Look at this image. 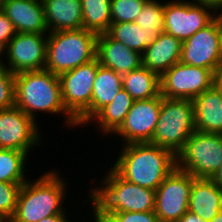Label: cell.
Masks as SVG:
<instances>
[{"label":"cell","instance_id":"10","mask_svg":"<svg viewBox=\"0 0 222 222\" xmlns=\"http://www.w3.org/2000/svg\"><path fill=\"white\" fill-rule=\"evenodd\" d=\"M214 85L213 71L181 62L160 76V93L167 99L193 100Z\"/></svg>","mask_w":222,"mask_h":222},{"label":"cell","instance_id":"1","mask_svg":"<svg viewBox=\"0 0 222 222\" xmlns=\"http://www.w3.org/2000/svg\"><path fill=\"white\" fill-rule=\"evenodd\" d=\"M15 106L40 126L37 118L47 114L62 117L60 120L64 121L63 127L68 130L78 129L77 121L63 105L59 76L46 69L15 74Z\"/></svg>","mask_w":222,"mask_h":222},{"label":"cell","instance_id":"11","mask_svg":"<svg viewBox=\"0 0 222 222\" xmlns=\"http://www.w3.org/2000/svg\"><path fill=\"white\" fill-rule=\"evenodd\" d=\"M180 62L216 72L222 64V13L182 42Z\"/></svg>","mask_w":222,"mask_h":222},{"label":"cell","instance_id":"13","mask_svg":"<svg viewBox=\"0 0 222 222\" xmlns=\"http://www.w3.org/2000/svg\"><path fill=\"white\" fill-rule=\"evenodd\" d=\"M195 178L177 167L156 189L154 212L160 222H177L187 211Z\"/></svg>","mask_w":222,"mask_h":222},{"label":"cell","instance_id":"21","mask_svg":"<svg viewBox=\"0 0 222 222\" xmlns=\"http://www.w3.org/2000/svg\"><path fill=\"white\" fill-rule=\"evenodd\" d=\"M182 42L172 35L161 32L158 39L146 47L142 65L161 76L181 59Z\"/></svg>","mask_w":222,"mask_h":222},{"label":"cell","instance_id":"20","mask_svg":"<svg viewBox=\"0 0 222 222\" xmlns=\"http://www.w3.org/2000/svg\"><path fill=\"white\" fill-rule=\"evenodd\" d=\"M192 101L195 130L222 134V92L214 85Z\"/></svg>","mask_w":222,"mask_h":222},{"label":"cell","instance_id":"5","mask_svg":"<svg viewBox=\"0 0 222 222\" xmlns=\"http://www.w3.org/2000/svg\"><path fill=\"white\" fill-rule=\"evenodd\" d=\"M97 34L85 29L48 33L46 70L55 75L96 58Z\"/></svg>","mask_w":222,"mask_h":222},{"label":"cell","instance_id":"36","mask_svg":"<svg viewBox=\"0 0 222 222\" xmlns=\"http://www.w3.org/2000/svg\"><path fill=\"white\" fill-rule=\"evenodd\" d=\"M177 222H206L197 214L188 210Z\"/></svg>","mask_w":222,"mask_h":222},{"label":"cell","instance_id":"17","mask_svg":"<svg viewBox=\"0 0 222 222\" xmlns=\"http://www.w3.org/2000/svg\"><path fill=\"white\" fill-rule=\"evenodd\" d=\"M96 57L101 66L112 69L120 75L127 74L142 65V55L139 52L114 40L108 33L97 36Z\"/></svg>","mask_w":222,"mask_h":222},{"label":"cell","instance_id":"41","mask_svg":"<svg viewBox=\"0 0 222 222\" xmlns=\"http://www.w3.org/2000/svg\"><path fill=\"white\" fill-rule=\"evenodd\" d=\"M3 66V50L0 49V67Z\"/></svg>","mask_w":222,"mask_h":222},{"label":"cell","instance_id":"15","mask_svg":"<svg viewBox=\"0 0 222 222\" xmlns=\"http://www.w3.org/2000/svg\"><path fill=\"white\" fill-rule=\"evenodd\" d=\"M161 104V94L155 98L133 101L123 124L111 136V139H117L119 145L151 142L158 122Z\"/></svg>","mask_w":222,"mask_h":222},{"label":"cell","instance_id":"35","mask_svg":"<svg viewBox=\"0 0 222 222\" xmlns=\"http://www.w3.org/2000/svg\"><path fill=\"white\" fill-rule=\"evenodd\" d=\"M74 213V211L71 213V215L69 216V214L67 213V211L65 210L62 214L60 215H53L51 217H45L44 219H41L39 222H74V220L70 219V217L74 218L72 215ZM76 222V221H75Z\"/></svg>","mask_w":222,"mask_h":222},{"label":"cell","instance_id":"19","mask_svg":"<svg viewBox=\"0 0 222 222\" xmlns=\"http://www.w3.org/2000/svg\"><path fill=\"white\" fill-rule=\"evenodd\" d=\"M123 88L122 75L112 69L99 66L93 91L90 108L77 120L78 128H85V124L105 105L111 103Z\"/></svg>","mask_w":222,"mask_h":222},{"label":"cell","instance_id":"3","mask_svg":"<svg viewBox=\"0 0 222 222\" xmlns=\"http://www.w3.org/2000/svg\"><path fill=\"white\" fill-rule=\"evenodd\" d=\"M47 170L34 179L31 176L21 185L16 210L9 222H39L45 217L60 215L65 210L72 212L65 201L72 186L69 185L70 180L63 177L59 169L51 167Z\"/></svg>","mask_w":222,"mask_h":222},{"label":"cell","instance_id":"7","mask_svg":"<svg viewBox=\"0 0 222 222\" xmlns=\"http://www.w3.org/2000/svg\"><path fill=\"white\" fill-rule=\"evenodd\" d=\"M176 159L179 170L194 178L211 179L222 163V134L195 130Z\"/></svg>","mask_w":222,"mask_h":222},{"label":"cell","instance_id":"39","mask_svg":"<svg viewBox=\"0 0 222 222\" xmlns=\"http://www.w3.org/2000/svg\"><path fill=\"white\" fill-rule=\"evenodd\" d=\"M211 179L222 190V163L218 171L215 173V175Z\"/></svg>","mask_w":222,"mask_h":222},{"label":"cell","instance_id":"18","mask_svg":"<svg viewBox=\"0 0 222 222\" xmlns=\"http://www.w3.org/2000/svg\"><path fill=\"white\" fill-rule=\"evenodd\" d=\"M133 101L134 100L132 99L131 95L122 88L111 103L101 108L85 124L87 130L93 127L92 129L93 131H95L94 134H96L97 132L98 135L101 134L100 136H103L102 139H104L105 136V139L109 138L110 140V137L123 124L125 117L132 106Z\"/></svg>","mask_w":222,"mask_h":222},{"label":"cell","instance_id":"24","mask_svg":"<svg viewBox=\"0 0 222 222\" xmlns=\"http://www.w3.org/2000/svg\"><path fill=\"white\" fill-rule=\"evenodd\" d=\"M123 89L134 101L155 98L160 93V76L145 66L122 75Z\"/></svg>","mask_w":222,"mask_h":222},{"label":"cell","instance_id":"8","mask_svg":"<svg viewBox=\"0 0 222 222\" xmlns=\"http://www.w3.org/2000/svg\"><path fill=\"white\" fill-rule=\"evenodd\" d=\"M220 12L209 4L194 0H166L163 32L185 41L210 24Z\"/></svg>","mask_w":222,"mask_h":222},{"label":"cell","instance_id":"22","mask_svg":"<svg viewBox=\"0 0 222 222\" xmlns=\"http://www.w3.org/2000/svg\"><path fill=\"white\" fill-rule=\"evenodd\" d=\"M42 4L49 33L83 28L81 0H42Z\"/></svg>","mask_w":222,"mask_h":222},{"label":"cell","instance_id":"23","mask_svg":"<svg viewBox=\"0 0 222 222\" xmlns=\"http://www.w3.org/2000/svg\"><path fill=\"white\" fill-rule=\"evenodd\" d=\"M188 210L206 222L222 210V190L209 178H195L192 182Z\"/></svg>","mask_w":222,"mask_h":222},{"label":"cell","instance_id":"12","mask_svg":"<svg viewBox=\"0 0 222 222\" xmlns=\"http://www.w3.org/2000/svg\"><path fill=\"white\" fill-rule=\"evenodd\" d=\"M99 66L100 63L96 57L59 75L63 105L76 121L91 106L93 84Z\"/></svg>","mask_w":222,"mask_h":222},{"label":"cell","instance_id":"27","mask_svg":"<svg viewBox=\"0 0 222 222\" xmlns=\"http://www.w3.org/2000/svg\"><path fill=\"white\" fill-rule=\"evenodd\" d=\"M83 29L97 35L107 33L112 23L110 0H81Z\"/></svg>","mask_w":222,"mask_h":222},{"label":"cell","instance_id":"40","mask_svg":"<svg viewBox=\"0 0 222 222\" xmlns=\"http://www.w3.org/2000/svg\"><path fill=\"white\" fill-rule=\"evenodd\" d=\"M209 222H222V210L218 212Z\"/></svg>","mask_w":222,"mask_h":222},{"label":"cell","instance_id":"4","mask_svg":"<svg viewBox=\"0 0 222 222\" xmlns=\"http://www.w3.org/2000/svg\"><path fill=\"white\" fill-rule=\"evenodd\" d=\"M100 179L90 175L86 203L98 213L154 211L156 190L141 187L121 178L110 166ZM108 171V172H107ZM97 182L95 181V179ZM91 180V181H90ZM94 180V181H93ZM99 180V181H98ZM96 182V184L94 183Z\"/></svg>","mask_w":222,"mask_h":222},{"label":"cell","instance_id":"31","mask_svg":"<svg viewBox=\"0 0 222 222\" xmlns=\"http://www.w3.org/2000/svg\"><path fill=\"white\" fill-rule=\"evenodd\" d=\"M15 106V74L0 67V110Z\"/></svg>","mask_w":222,"mask_h":222},{"label":"cell","instance_id":"16","mask_svg":"<svg viewBox=\"0 0 222 222\" xmlns=\"http://www.w3.org/2000/svg\"><path fill=\"white\" fill-rule=\"evenodd\" d=\"M0 9L17 33H49L42 0H1Z\"/></svg>","mask_w":222,"mask_h":222},{"label":"cell","instance_id":"6","mask_svg":"<svg viewBox=\"0 0 222 222\" xmlns=\"http://www.w3.org/2000/svg\"><path fill=\"white\" fill-rule=\"evenodd\" d=\"M194 131L193 101L162 96L158 122L150 143L169 149L177 155Z\"/></svg>","mask_w":222,"mask_h":222},{"label":"cell","instance_id":"33","mask_svg":"<svg viewBox=\"0 0 222 222\" xmlns=\"http://www.w3.org/2000/svg\"><path fill=\"white\" fill-rule=\"evenodd\" d=\"M16 33L13 23L0 9V49L4 50Z\"/></svg>","mask_w":222,"mask_h":222},{"label":"cell","instance_id":"9","mask_svg":"<svg viewBox=\"0 0 222 222\" xmlns=\"http://www.w3.org/2000/svg\"><path fill=\"white\" fill-rule=\"evenodd\" d=\"M42 127L16 106L2 109L0 110V148L15 149L30 156L47 141Z\"/></svg>","mask_w":222,"mask_h":222},{"label":"cell","instance_id":"28","mask_svg":"<svg viewBox=\"0 0 222 222\" xmlns=\"http://www.w3.org/2000/svg\"><path fill=\"white\" fill-rule=\"evenodd\" d=\"M165 0H147L135 22L146 31H163Z\"/></svg>","mask_w":222,"mask_h":222},{"label":"cell","instance_id":"29","mask_svg":"<svg viewBox=\"0 0 222 222\" xmlns=\"http://www.w3.org/2000/svg\"><path fill=\"white\" fill-rule=\"evenodd\" d=\"M147 0H110L112 23L134 22Z\"/></svg>","mask_w":222,"mask_h":222},{"label":"cell","instance_id":"34","mask_svg":"<svg viewBox=\"0 0 222 222\" xmlns=\"http://www.w3.org/2000/svg\"><path fill=\"white\" fill-rule=\"evenodd\" d=\"M82 206H87V208H89V214H90V217L93 218L91 220V218H89V221L86 220L85 222H118L117 218L111 214V213H98L96 212L91 206H89V204L87 203L86 204V201L85 199H83L81 201ZM92 213V214H91ZM92 215V216H91Z\"/></svg>","mask_w":222,"mask_h":222},{"label":"cell","instance_id":"26","mask_svg":"<svg viewBox=\"0 0 222 222\" xmlns=\"http://www.w3.org/2000/svg\"><path fill=\"white\" fill-rule=\"evenodd\" d=\"M29 158L30 156L25 152L0 148V182L25 183L31 177L26 173L33 171L30 161L33 162L34 158L31 157V160Z\"/></svg>","mask_w":222,"mask_h":222},{"label":"cell","instance_id":"42","mask_svg":"<svg viewBox=\"0 0 222 222\" xmlns=\"http://www.w3.org/2000/svg\"><path fill=\"white\" fill-rule=\"evenodd\" d=\"M0 222H6V221L0 217Z\"/></svg>","mask_w":222,"mask_h":222},{"label":"cell","instance_id":"37","mask_svg":"<svg viewBox=\"0 0 222 222\" xmlns=\"http://www.w3.org/2000/svg\"><path fill=\"white\" fill-rule=\"evenodd\" d=\"M215 86L222 92V64L215 72Z\"/></svg>","mask_w":222,"mask_h":222},{"label":"cell","instance_id":"30","mask_svg":"<svg viewBox=\"0 0 222 222\" xmlns=\"http://www.w3.org/2000/svg\"><path fill=\"white\" fill-rule=\"evenodd\" d=\"M22 184L0 182V217L6 222H9L15 213Z\"/></svg>","mask_w":222,"mask_h":222},{"label":"cell","instance_id":"2","mask_svg":"<svg viewBox=\"0 0 222 222\" xmlns=\"http://www.w3.org/2000/svg\"><path fill=\"white\" fill-rule=\"evenodd\" d=\"M110 167L123 179L156 190L177 167L176 155L150 142L121 145Z\"/></svg>","mask_w":222,"mask_h":222},{"label":"cell","instance_id":"32","mask_svg":"<svg viewBox=\"0 0 222 222\" xmlns=\"http://www.w3.org/2000/svg\"><path fill=\"white\" fill-rule=\"evenodd\" d=\"M113 215L118 222H160L154 211L147 212H116Z\"/></svg>","mask_w":222,"mask_h":222},{"label":"cell","instance_id":"38","mask_svg":"<svg viewBox=\"0 0 222 222\" xmlns=\"http://www.w3.org/2000/svg\"><path fill=\"white\" fill-rule=\"evenodd\" d=\"M197 2L206 3L214 6L220 13H222V0H194Z\"/></svg>","mask_w":222,"mask_h":222},{"label":"cell","instance_id":"14","mask_svg":"<svg viewBox=\"0 0 222 222\" xmlns=\"http://www.w3.org/2000/svg\"><path fill=\"white\" fill-rule=\"evenodd\" d=\"M48 34L16 33L3 50V66L14 74L43 70Z\"/></svg>","mask_w":222,"mask_h":222},{"label":"cell","instance_id":"25","mask_svg":"<svg viewBox=\"0 0 222 222\" xmlns=\"http://www.w3.org/2000/svg\"><path fill=\"white\" fill-rule=\"evenodd\" d=\"M163 31L143 30L135 21L111 23L107 33L117 41L122 42L129 49L139 52L141 55L146 47L152 45Z\"/></svg>","mask_w":222,"mask_h":222}]
</instances>
